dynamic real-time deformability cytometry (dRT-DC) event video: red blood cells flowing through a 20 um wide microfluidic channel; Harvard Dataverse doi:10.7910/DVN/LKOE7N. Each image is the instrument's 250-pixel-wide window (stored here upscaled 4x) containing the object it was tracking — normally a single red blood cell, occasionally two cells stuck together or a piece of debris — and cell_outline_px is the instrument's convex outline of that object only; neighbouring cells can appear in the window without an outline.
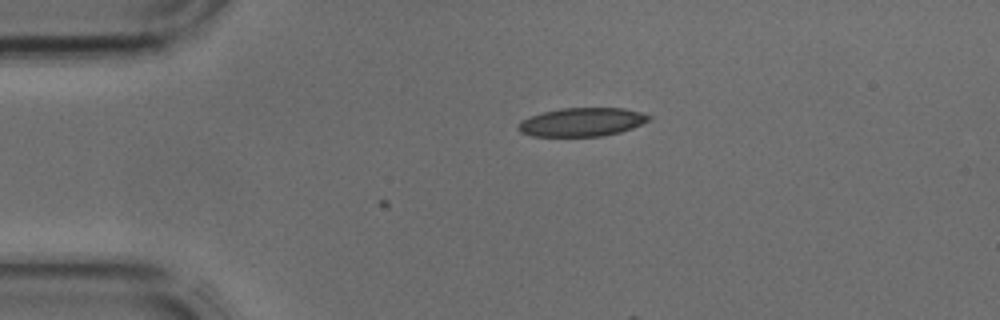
{"species": "common noctule bat (a hibernating species)", "species_latin": "Nyctalus noctula", "temperature_condition": "cold", "stored_images_in_passage": 3, "camera_frame_rate_fps": 3000, "um_per_image_px": 0.085, "animal": {"sex": "male", "body_mass_g": 17.9, "forearm_length_mm": 54.2}, "frame": {"image": 1, "passage_image": 1, "time_ms": 0.0, "image_size_px": [1000, 320], "cell_outline_px": [[652, 120], [632, 128], [620, 132], [604, 136], [532, 136], [520, 132], [516, 128], [520, 120], [544, 112], [560, 108], [624, 108], [640, 112], [652, 116]], "centroid_in_image_um": [49.48, 10.38], "position_along_channel_um": 35.5, "area_um2": 21.85}}